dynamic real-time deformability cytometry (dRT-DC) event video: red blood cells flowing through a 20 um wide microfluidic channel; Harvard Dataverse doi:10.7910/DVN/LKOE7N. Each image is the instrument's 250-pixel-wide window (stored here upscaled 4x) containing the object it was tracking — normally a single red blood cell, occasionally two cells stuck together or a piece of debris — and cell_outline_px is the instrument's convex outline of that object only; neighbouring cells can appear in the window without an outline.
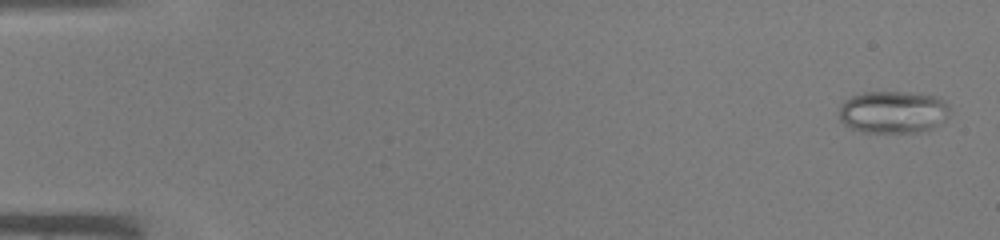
{"species": "common noctule bat (a hibernating species)", "species_latin": "Nyctalus noctula", "temperature_condition": "warm", "stored_images_in_passage": 45, "camera_frame_rate_fps": 3000, "um_per_image_px": 0.085, "animal": {"sex": "male", "body_mass_g": 19.0, "forearm_length_mm": 50.8}, "frame": {"image": 1, "passage_image": 2, "time_ms": 0.333, "image_size_px": [1000, 240], "cell_outline_px": [[948, 116], [944, 120], [932, 128], [916, 132], [860, 132], [844, 124], [840, 120], [840, 104], [844, 100], [852, 96], [864, 92], [908, 92], [936, 96], [944, 100], [948, 104]], "centroid_in_image_um": [75.89, 9.51], "position_along_channel_um": 9.1, "area_um2": 27.28}}
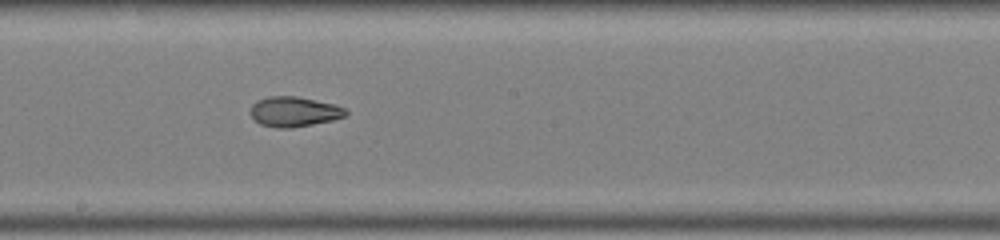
{"frame": {"image": 2, "passage_image": 26, "time_ms": 8.333, "image_size_px": [1000, 240], "cell_outline_px": [[348, 116], [332, 120], [292, 128], [276, 128], [260, 124], [248, 112], [252, 104], [268, 96], [296, 96], [336, 104], [344, 108], [348, 112]], "centroid_in_image_um": [25.01, 9.49], "position_along_channel_um": 223.2, "area_um2": 16.76}}
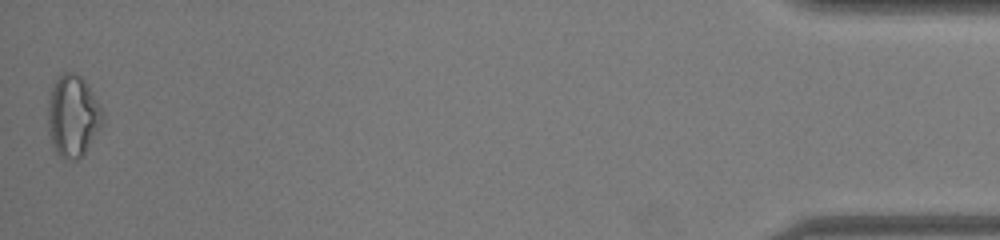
{"frame": {"image": 3, "passage_image": 45, "time_ms": 14.667, "image_size_px": [1000, 240], "cell_outline_px": [[104, 120], [100, 128], [84, 152], [76, 160], [72, 160], [60, 156], [56, 152], [52, 144], [48, 132], [48, 100], [52, 88], [56, 80], [64, 72], [76, 72], [88, 84], [104, 112]], "centroid_in_image_um": [6.2, 9.84], "position_along_channel_um": 429.0, "area_um2": 25.95}}